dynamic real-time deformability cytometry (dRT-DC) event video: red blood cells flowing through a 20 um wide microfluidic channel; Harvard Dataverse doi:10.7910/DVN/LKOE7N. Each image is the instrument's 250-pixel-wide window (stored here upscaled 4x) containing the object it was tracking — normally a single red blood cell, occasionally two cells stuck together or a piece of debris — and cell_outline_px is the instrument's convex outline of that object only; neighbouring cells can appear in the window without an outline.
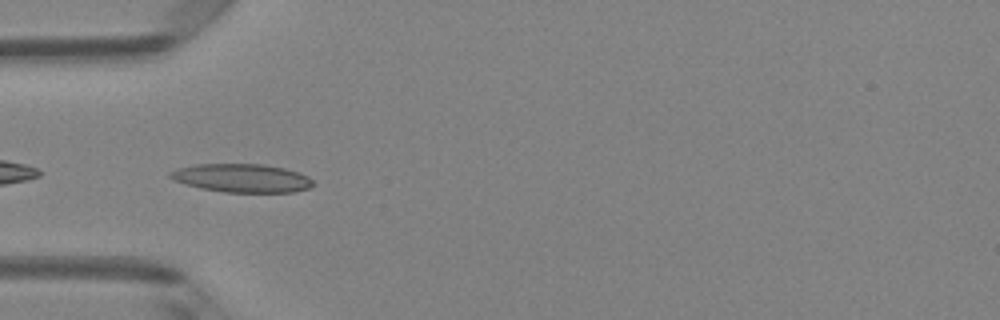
{"species": "Egyptian fruit bat (a non-hibernating species)", "species_latin": "Rousettus aegyptiacus", "temperature_condition": "room temperature", "stored_images_in_passage": 8, "camera_frame_rate_fps": 3000, "um_per_image_px": 0.085, "animal": {"sex": "female"}, "frame": {"image": 1, "passage_image": 5, "time_ms": 1.333, "image_size_px": [1000, 320], "cell_outline_px": [[316, 184], [308, 188], [292, 192], [224, 192], [200, 188], [172, 180], [168, 176], [168, 172], [176, 168], [196, 164], [264, 164], [284, 168], [308, 176]], "centroid_in_image_um": [20.52, 15.13], "position_along_channel_um": 64.5, "area_um2": 23.76}}
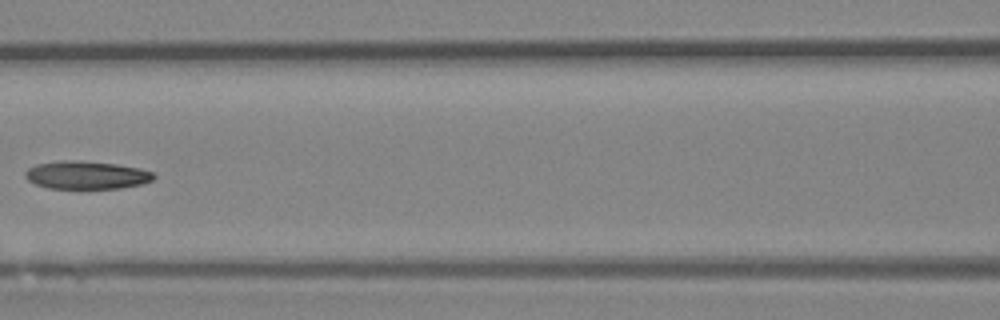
{"frame": {"image": 2, "passage_image": 7, "time_ms": 2.0, "image_size_px": [1000, 320], "cell_outline_px": [[156, 176], [152, 180], [140, 184], [120, 188], [48, 188], [36, 184], [28, 180], [24, 176], [24, 172], [28, 168], [36, 164], [60, 160], [76, 160], [116, 164], [140, 168], [152, 172]], "centroid_in_image_um": [7.32, 14.87], "position_along_channel_um": 159.3, "area_um2": 20.92}}
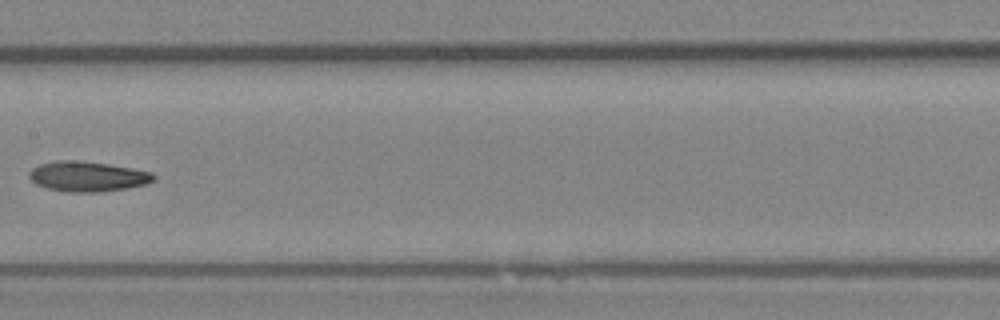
{"frame": {"image": 3, "passage_image": 8, "time_ms": 2.333, "image_size_px": [1000, 320], "cell_outline_px": [[156, 176], [148, 184], [128, 188], [100, 192], [68, 192], [48, 188], [36, 184], [28, 176], [28, 172], [32, 168], [40, 164], [56, 160], [80, 160], [108, 164], [132, 168], [152, 172]], "centroid_in_image_um": [7.44, 14.99], "position_along_channel_um": 200.0, "area_um2": 21.96}}